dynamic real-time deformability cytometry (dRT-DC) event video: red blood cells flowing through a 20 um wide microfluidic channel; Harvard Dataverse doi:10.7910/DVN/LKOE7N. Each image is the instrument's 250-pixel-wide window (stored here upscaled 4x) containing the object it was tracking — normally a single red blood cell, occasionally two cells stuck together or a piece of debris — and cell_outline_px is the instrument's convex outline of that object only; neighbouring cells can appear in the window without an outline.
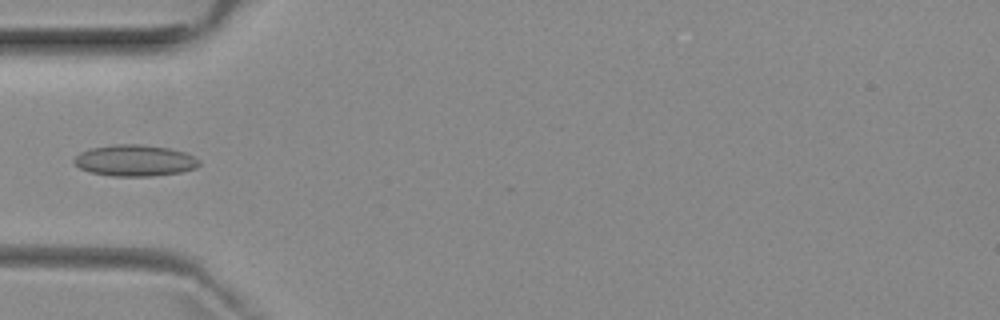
{"species": "common noctule bat (a hibernating species)", "species_latin": "Nyctalus noctula", "temperature_condition": "room temperature", "stored_images_in_passage": 4, "camera_frame_rate_fps": 3000, "um_per_image_px": 0.085, "animal": {"sex": "female", "body_mass_g": 29.2, "forearm_length_mm": 56.3}, "frame": {"image": 1, "passage_image": 4, "time_ms": 3.667, "image_size_px": [1000, 320], "cell_outline_px": [[200, 164], [196, 168], [180, 172], [152, 176], [112, 176], [88, 172], [80, 168], [72, 160], [80, 152], [92, 148], [112, 144], [140, 144], [168, 148], [184, 152], [200, 160]], "centroid_in_image_um": [11.44, 13.64], "position_along_channel_um": 73.6, "area_um2": 22.83}}